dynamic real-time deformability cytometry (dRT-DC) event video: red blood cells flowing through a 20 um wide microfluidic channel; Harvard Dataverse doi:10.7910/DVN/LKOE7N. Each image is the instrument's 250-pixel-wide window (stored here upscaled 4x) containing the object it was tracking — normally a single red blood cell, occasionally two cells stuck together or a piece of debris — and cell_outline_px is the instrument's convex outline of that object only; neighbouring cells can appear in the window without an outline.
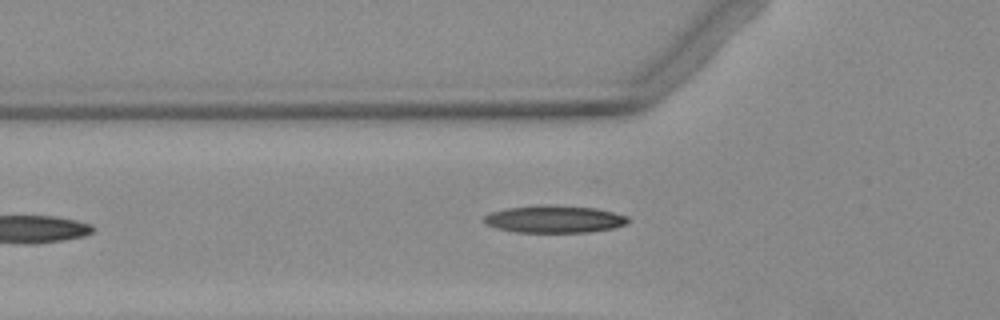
{"species": "Egyptian fruit bat (a non-hibernating species)", "species_latin": "Rousettus aegyptiacus", "temperature_condition": "warm", "stored_images_in_passage": 3, "camera_frame_rate_fps": 3000, "um_per_image_px": 0.085, "animal": {"sex": "female"}, "frame": {"image": 1, "passage_image": 3, "time_ms": 2.667, "image_size_px": [1000, 320], "cell_outline_px": [[628, 220], [624, 224], [612, 228], [588, 232], [516, 232], [496, 228], [484, 224], [484, 216], [492, 212], [508, 208], [544, 204], [548, 204], [596, 208], [628, 216]], "centroid_in_image_um": [47.09, 18.62], "position_along_channel_um": 78.7, "area_um2": 22.83}}